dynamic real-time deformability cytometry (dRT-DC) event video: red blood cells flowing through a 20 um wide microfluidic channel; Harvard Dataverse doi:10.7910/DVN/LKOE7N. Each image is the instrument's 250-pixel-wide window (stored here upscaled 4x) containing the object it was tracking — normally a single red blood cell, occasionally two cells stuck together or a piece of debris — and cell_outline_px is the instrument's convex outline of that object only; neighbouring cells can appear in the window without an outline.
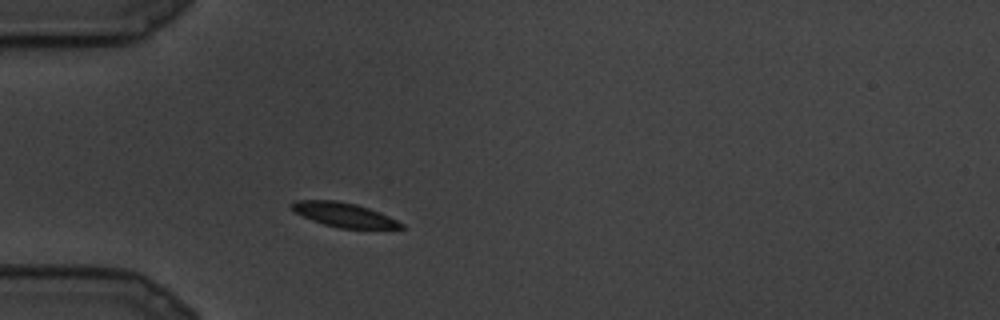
{"species": "common noctule bat (a hibernating species)", "species_latin": "Nyctalus noctula", "temperature_condition": "cold", "stored_images_in_passage": 12, "camera_frame_rate_fps": 3000, "um_per_image_px": 0.085, "animal": {"sex": "male", "body_mass_g": 19.5, "forearm_length_mm": 54.6}, "frame": {"image": 1, "passage_image": 3, "time_ms": 0.667, "image_size_px": [1000, 320], "cell_outline_px": [[404, 228], [340, 228], [324, 224], [312, 220], [296, 212], [288, 204], [296, 200], [336, 200], [356, 204], [380, 212], [404, 224]], "centroid_in_image_um": [29.22, 18.24], "position_along_channel_um": 55.8, "area_um2": 15.26}}
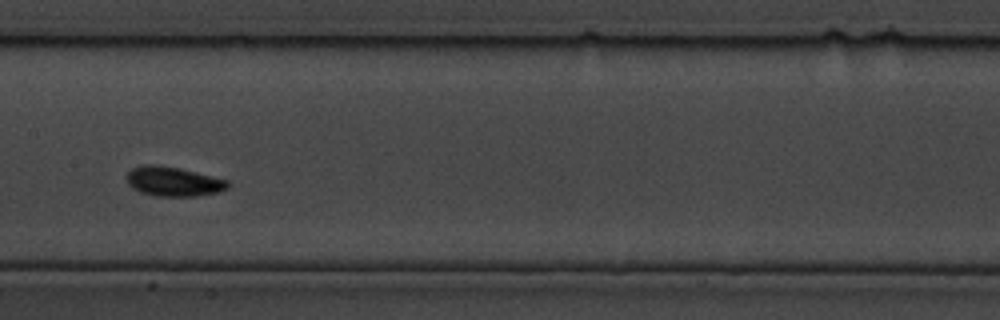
{"frame": {"image": 2, "passage_image": 9, "time_ms": 2.667, "image_size_px": [1000, 320], "cell_outline_px": [[228, 188], [220, 192], [196, 196], [156, 196], [140, 192], [132, 188], [128, 184], [124, 176], [132, 168], [144, 164], [156, 164], [180, 168], [228, 180]], "centroid_in_image_um": [14.7, 15.42], "position_along_channel_um": 192.7, "area_um2": 17.57}}
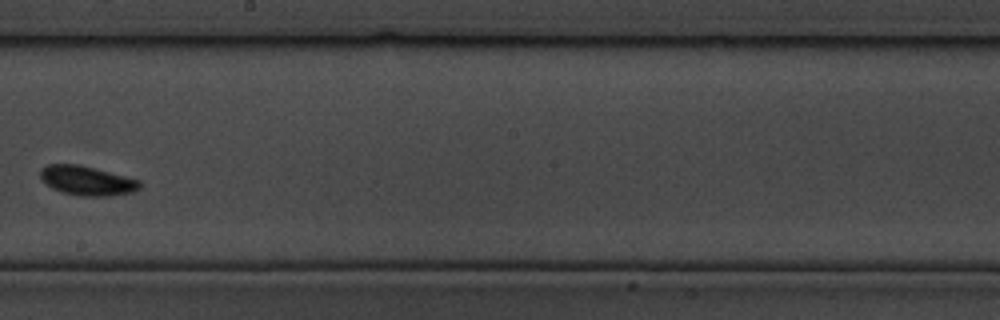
{"frame": {"image": 3, "passage_image": 11, "time_ms": 3.333, "image_size_px": [1000, 320], "cell_outline_px": [[140, 188], [132, 192], [108, 196], [80, 196], [60, 192], [52, 188], [40, 180], [40, 168], [48, 164], [80, 164], [140, 180]], "centroid_in_image_um": [7.35, 15.35], "position_along_channel_um": 240.9, "area_um2": 17.17}}